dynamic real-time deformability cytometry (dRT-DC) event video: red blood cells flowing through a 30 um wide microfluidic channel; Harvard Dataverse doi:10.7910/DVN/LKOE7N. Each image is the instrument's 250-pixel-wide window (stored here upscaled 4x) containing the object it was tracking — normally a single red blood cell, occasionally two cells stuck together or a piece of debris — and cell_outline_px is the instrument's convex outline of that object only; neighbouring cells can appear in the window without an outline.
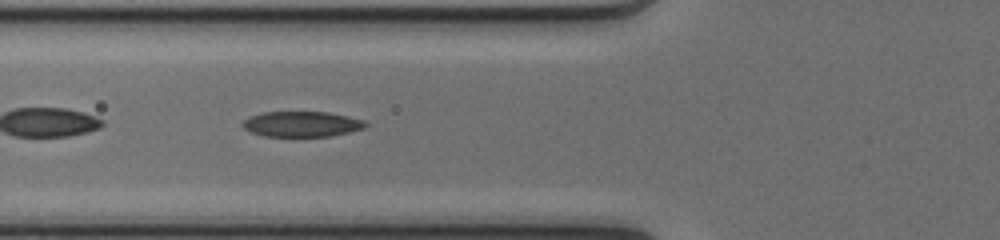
{"species": "common noctule bat (a hibernating species)", "species_latin": "Nyctalus noctula", "temperature_condition": "cold", "stored_images_in_passage": 35, "camera_frame_rate_fps": 3000, "um_per_image_px": 0.085, "animal": {"sex": "female", "body_mass_g": 17.0, "forearm_length_mm": 48.0}, "frame": {"image": 1, "passage_image": 4, "time_ms": 1.0, "image_size_px": [1000, 240], "cell_outline_px": [[368, 124], [364, 128], [332, 136], [264, 136], [252, 132], [244, 128], [240, 124], [248, 116], [264, 112], [328, 112], [348, 116], [364, 120]], "centroid_in_image_um": [25.64, 10.54], "position_along_channel_um": 100.2, "area_um2": 18.21}}
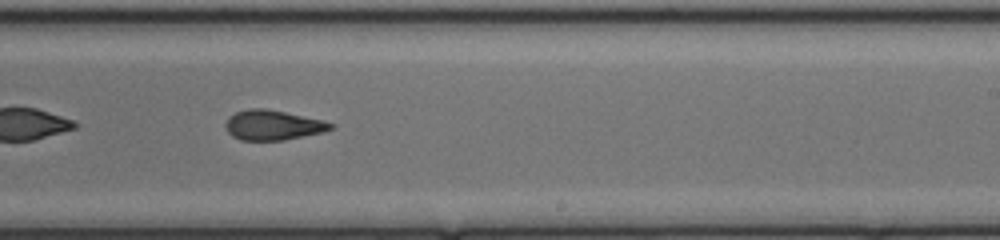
{"frame": {"image": 2, "passage_image": 16, "time_ms": 5.0, "image_size_px": [1000, 240], "cell_outline_px": [[336, 128], [324, 132], [284, 140], [240, 140], [232, 136], [228, 132], [224, 124], [228, 116], [236, 112], [248, 108], [264, 108], [324, 120], [336, 124]], "centroid_in_image_um": [23.22, 10.63], "position_along_channel_um": 265.8, "area_um2": 18.55}}
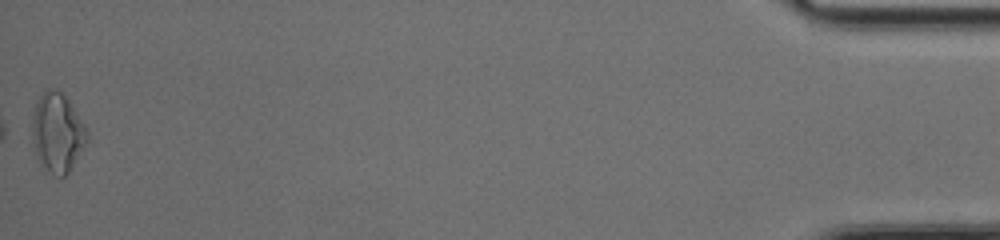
{"frame": {"image": 3, "passage_image": 35, "time_ms": 11.333, "image_size_px": [1000, 240], "cell_outline_px": [[88, 140], [68, 172], [64, 176], [52, 176], [40, 164], [36, 156], [32, 136], [32, 120], [36, 104], [40, 96], [48, 88], [56, 88], [68, 100], [84, 124], [88, 132]], "centroid_in_image_um": [4.87, 11.3], "position_along_channel_um": 430.3, "area_um2": 25.09}, "authors_computed_cell_mechanics": {"area_um2": 19.0162, "velocity_mm_per_s": 4.1409, "shape_relaxation_time_tau1_ms": 3.3347, "shape_relaxation_time_tau2_ms": 2.3165, "deformation_change_tau1": 0.1352, "deformation_change_tau2": 0.108}}